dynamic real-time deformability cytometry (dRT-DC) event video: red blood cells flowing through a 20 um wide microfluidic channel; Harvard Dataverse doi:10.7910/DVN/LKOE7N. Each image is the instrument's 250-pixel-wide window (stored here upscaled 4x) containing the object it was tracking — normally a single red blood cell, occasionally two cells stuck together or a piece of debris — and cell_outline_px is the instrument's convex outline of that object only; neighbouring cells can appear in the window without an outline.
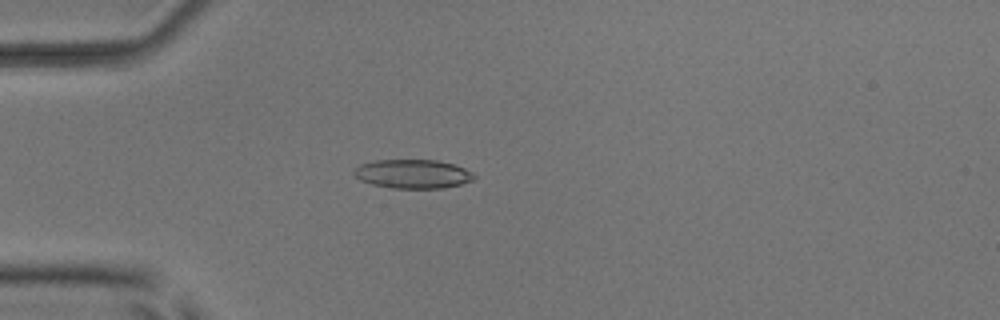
{"species": "common noctule bat (a hibernating species)", "species_latin": "Nyctalus noctula", "temperature_condition": "room temperature", "stored_images_in_passage": 6, "camera_frame_rate_fps": 3000, "um_per_image_px": 0.085, "animal": {"sex": "male", "body_mass_g": 17.9, "forearm_length_mm": 54.2}, "frame": {"image": 1, "passage_image": 4, "time_ms": 3.333, "image_size_px": [1000, 320], "cell_outline_px": [[476, 176], [472, 180], [460, 184], [444, 188], [392, 188], [372, 184], [360, 180], [352, 172], [360, 164], [376, 160], [436, 160], [452, 164], [464, 168], [472, 172]], "centroid_in_image_um": [35.08, 14.78], "position_along_channel_um": 49.9, "area_um2": 20.11}}
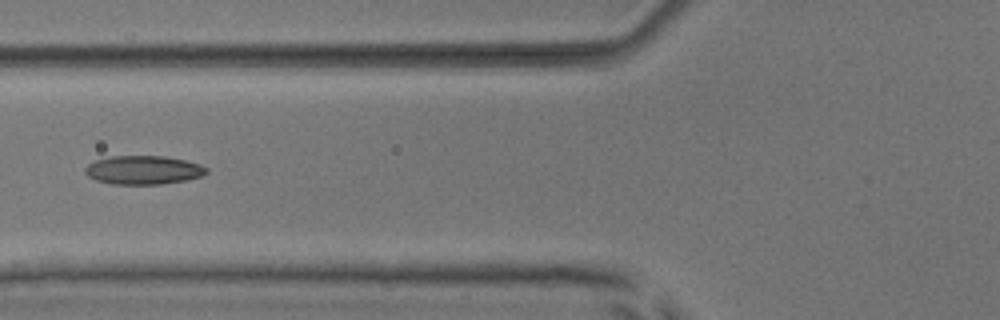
{"frame": {"image": 2, "passage_image": 6, "time_ms": 5.333, "image_size_px": [1000, 320], "cell_outline_px": [[208, 172], [200, 176], [188, 180], [160, 184], [112, 184], [96, 180], [88, 176], [84, 172], [84, 168], [88, 164], [96, 160], [112, 156], [164, 156], [184, 160], [200, 164], [208, 168]], "centroid_in_image_um": [12.18, 14.45], "position_along_channel_um": 113.6, "area_um2": 20.29}}